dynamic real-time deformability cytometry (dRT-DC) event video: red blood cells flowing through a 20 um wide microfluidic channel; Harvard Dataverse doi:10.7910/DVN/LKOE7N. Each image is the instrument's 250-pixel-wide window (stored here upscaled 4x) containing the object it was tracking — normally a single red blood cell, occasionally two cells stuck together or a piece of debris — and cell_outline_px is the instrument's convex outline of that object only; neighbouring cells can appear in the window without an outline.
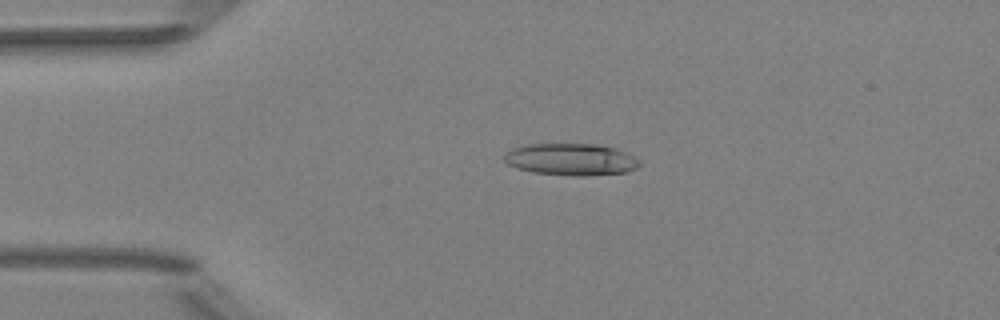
{"species": "Egyptian fruit bat (a non-hibernating species)", "species_latin": "Rousettus aegyptiacus", "temperature_condition": "room temperature", "stored_images_in_passage": 51, "camera_frame_rate_fps": 3000, "um_per_image_px": 0.085, "animal": {"sex": "female"}, "frame": {"image": 1, "passage_image": 12, "time_ms": 3.667, "image_size_px": [1000, 320], "cell_outline_px": [[640, 164], [636, 168], [624, 172], [584, 176], [576, 176], [532, 172], [516, 168], [508, 164], [504, 160], [504, 156], [512, 148], [524, 144], [596, 144], [616, 148], [640, 160]], "centroid_in_image_um": [48.51, 13.54], "position_along_channel_um": 36.5, "area_um2": 25.09}}
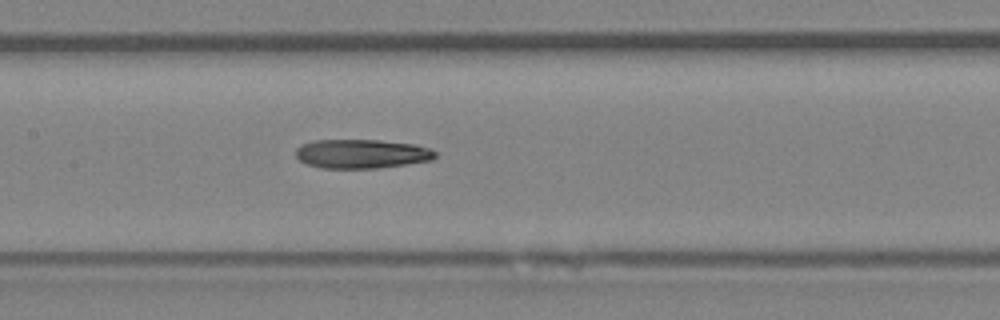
{"frame": {"image": 2, "passage_image": 25, "time_ms": 8.0, "image_size_px": [1000, 320], "cell_outline_px": [[436, 156], [432, 160], [376, 168], [320, 168], [308, 164], [300, 160], [296, 156], [296, 148], [300, 144], [312, 140], [380, 140], [416, 144], [432, 148], [436, 152]], "centroid_in_image_um": [30.74, 13.06], "position_along_channel_um": 176.7, "area_um2": 23.76}}
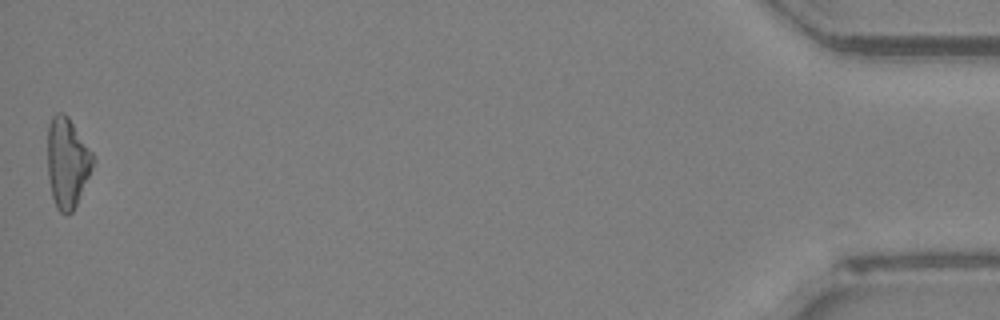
{"frame": {"image": 3, "passage_image": 51, "time_ms": 16.667, "image_size_px": [1000, 320], "cell_outline_px": [[96, 160], [76, 204], [72, 212], [68, 216], [60, 212], [56, 208], [52, 196], [48, 176], [48, 124], [52, 116], [56, 112], [64, 112], [68, 116], [92, 152]], "centroid_in_image_um": [5.71, 13.81], "position_along_channel_um": 429.5, "area_um2": 23.87}, "authors_computed_cell_mechanics": {"area_um2": 23.9292, "velocity_mm_per_s": 4.0535, "shape_relaxation_time_tau1_ms": 4.5649, "shape_relaxation_time_tau2_ms": null, "deformation_change_tau1": 0.1552, "deformation_change_tau2": null}}